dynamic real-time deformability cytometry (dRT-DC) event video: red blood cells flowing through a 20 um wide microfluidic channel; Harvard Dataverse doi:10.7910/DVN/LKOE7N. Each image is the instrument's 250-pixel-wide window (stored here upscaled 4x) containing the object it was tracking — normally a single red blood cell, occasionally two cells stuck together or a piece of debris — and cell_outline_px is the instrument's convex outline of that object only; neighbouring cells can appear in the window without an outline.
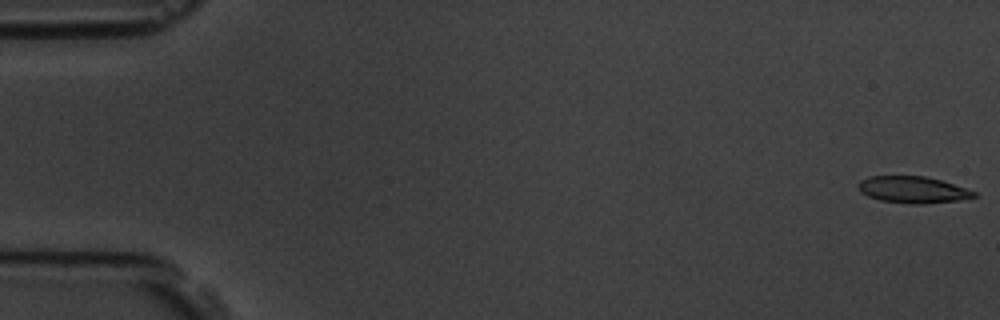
{"species": "common noctule bat (a hibernating species)", "species_latin": "Nyctalus noctula", "temperature_condition": "room temperature", "stored_images_in_passage": 6, "camera_frame_rate_fps": 3000, "um_per_image_px": 0.085, "animal": {"sex": "male", "body_mass_g": 19.5, "forearm_length_mm": 54.6}, "frame": {"image": 1, "passage_image": 1, "time_ms": 0.0, "image_size_px": [1000, 320], "cell_outline_px": [[976, 196], [956, 200], [924, 204], [908, 204], [880, 200], [868, 196], [860, 192], [856, 184], [860, 180], [868, 176], [924, 176], [940, 180], [976, 192]], "centroid_in_image_um": [77.51, 16.12], "position_along_channel_um": 7.5, "area_um2": 17.86}}
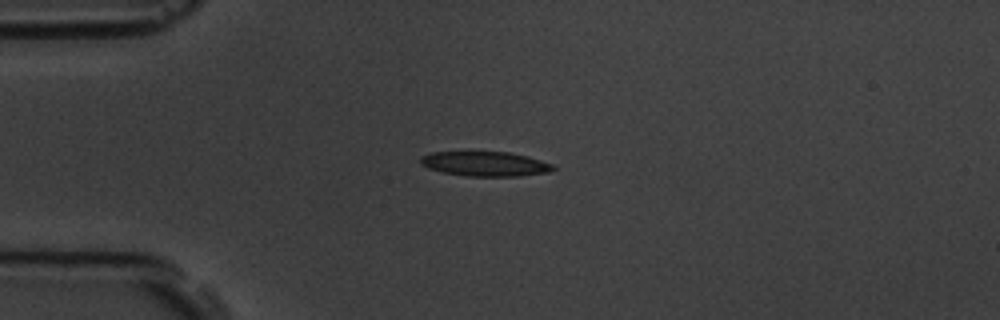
{"frame": {"image": 2, "passage_image": 4, "time_ms": 4.333, "image_size_px": [1000, 320], "cell_outline_px": [[556, 168], [548, 172], [520, 176], [468, 176], [444, 172], [428, 168], [420, 164], [420, 156], [432, 152], [508, 152], [528, 156], [552, 164]], "centroid_in_image_um": [41.23, 13.92], "position_along_channel_um": 43.8, "area_um2": 18.96}}
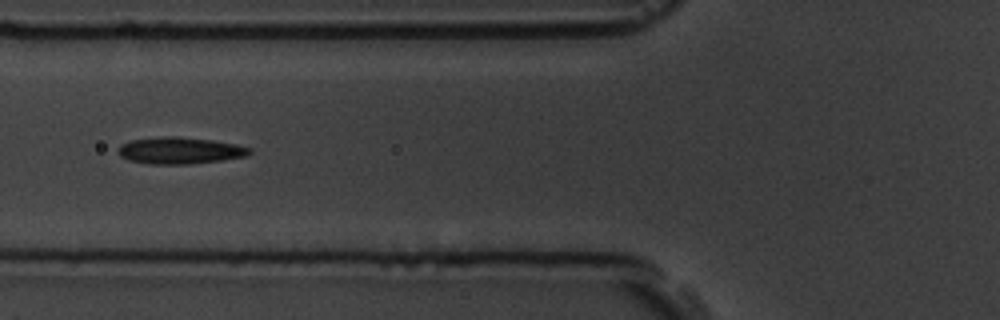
{"frame": {"image": 3, "passage_image": 6, "time_ms": 6.667, "image_size_px": [1000, 320], "cell_outline_px": [[252, 152], [248, 156], [224, 160], [188, 164], [148, 164], [128, 160], [120, 156], [116, 152], [116, 148], [120, 144], [132, 140], [164, 136], [176, 136], [212, 140], [236, 144], [252, 148]], "centroid_in_image_um": [15.28, 12.8], "position_along_channel_um": 110.5, "area_um2": 20.75}}